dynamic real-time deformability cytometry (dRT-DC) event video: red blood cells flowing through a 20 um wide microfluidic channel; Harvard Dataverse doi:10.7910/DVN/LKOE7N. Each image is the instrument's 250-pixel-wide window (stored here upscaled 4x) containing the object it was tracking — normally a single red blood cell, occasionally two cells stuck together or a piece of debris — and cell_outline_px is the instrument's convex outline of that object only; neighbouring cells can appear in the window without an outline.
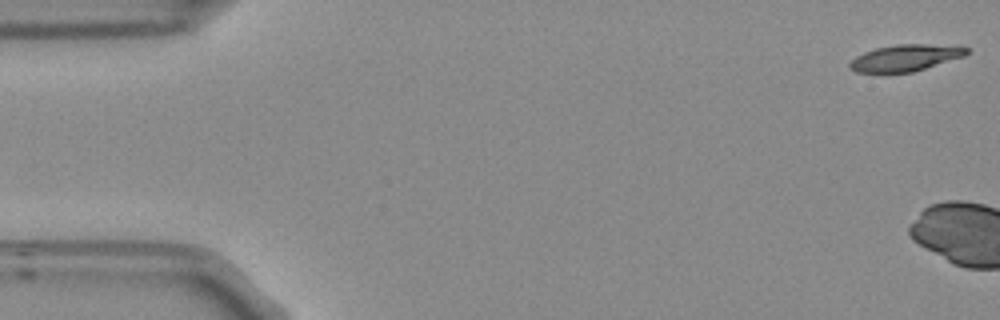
{"species": "Egyptian fruit bat (a non-hibernating species)", "species_latin": "Rousettus aegyptiacus", "temperature_condition": "room temperature", "stored_images_in_passage": 4, "camera_frame_rate_fps": 3000, "um_per_image_px": 0.085, "frame": {"image": 1, "passage_image": 1, "time_ms": 0.0, "image_size_px": [1000, 320], "cell_outline_px": [[968, 52], [964, 56], [912, 72], [856, 72], [848, 68], [848, 64], [856, 56], [864, 52], [876, 48], [896, 44], [960, 44], [968, 48]], "centroid_in_image_um": [77.0, 4.89], "position_along_channel_um": 8.0, "area_um2": 18.21}}